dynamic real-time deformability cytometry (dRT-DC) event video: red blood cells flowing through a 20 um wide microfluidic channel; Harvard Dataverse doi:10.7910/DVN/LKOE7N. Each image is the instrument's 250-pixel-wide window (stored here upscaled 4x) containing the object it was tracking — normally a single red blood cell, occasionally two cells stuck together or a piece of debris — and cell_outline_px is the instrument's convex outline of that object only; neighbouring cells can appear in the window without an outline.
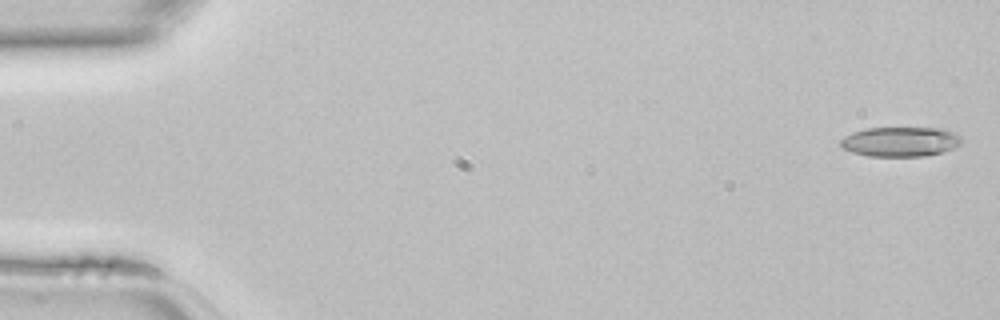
{"species": "common noctule bat (a hibernating species)", "species_latin": "Nyctalus noctula", "temperature_condition": "room temperature", "stored_images_in_passage": 44, "camera_frame_rate_fps": 3000, "um_per_image_px": 0.085, "animal": {"sex": "female", "body_mass_g": 22.7, "forearm_length_mm": 54.2}, "frame": {"image": 1, "passage_image": 1, "time_ms": 0.0, "image_size_px": [1000, 320], "cell_outline_px": [[964, 140], [960, 144], [952, 148], [940, 152], [924, 156], [868, 156], [852, 152], [840, 148], [840, 140], [844, 136], [852, 132], [864, 128], [940, 128], [952, 132], [960, 136]], "centroid_in_image_um": [76.48, 12.04], "position_along_channel_um": 8.5, "area_um2": 20.98}}
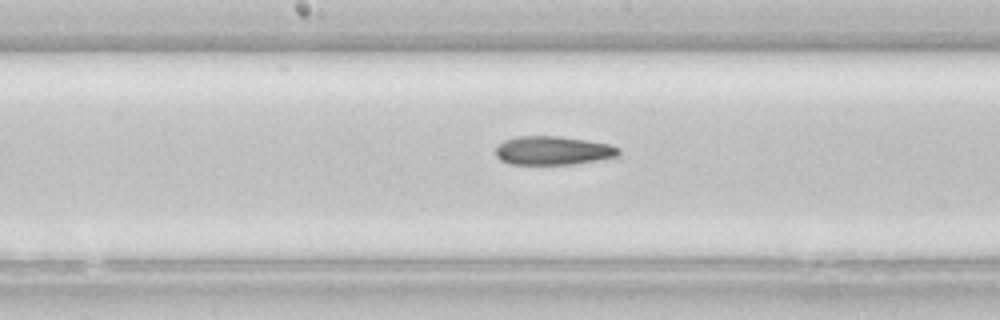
{"frame": {"image": 2, "passage_image": 23, "time_ms": 7.333, "image_size_px": [1000, 320], "cell_outline_px": [[620, 156], [572, 164], [512, 164], [500, 160], [496, 156], [496, 148], [504, 140], [516, 136], [560, 136], [588, 140], [608, 144], [620, 148]], "centroid_in_image_um": [47.01, 12.79], "position_along_channel_um": 201.2, "area_um2": 20.58}}
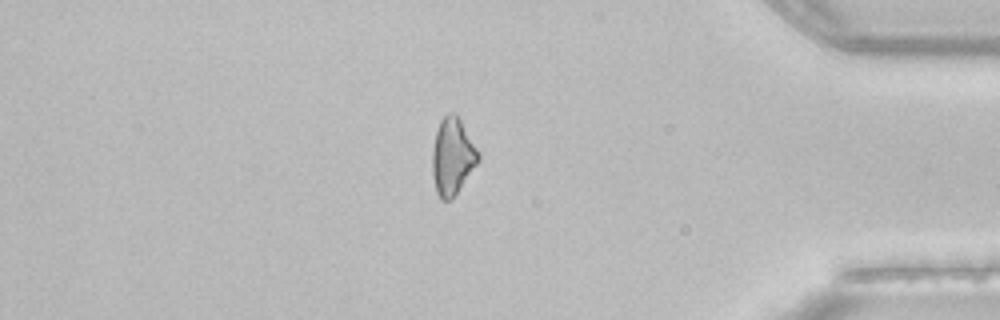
{"frame": {"image": 3, "passage_image": 38, "time_ms": 12.333, "image_size_px": [1000, 320], "cell_outline_px": [[480, 160], [452, 200], [440, 200], [436, 192], [432, 176], [432, 148], [436, 132], [440, 120], [448, 112], [456, 112], [480, 152]], "centroid_in_image_um": [38.46, 13.3], "position_along_channel_um": 396.7, "area_um2": 20.98}}